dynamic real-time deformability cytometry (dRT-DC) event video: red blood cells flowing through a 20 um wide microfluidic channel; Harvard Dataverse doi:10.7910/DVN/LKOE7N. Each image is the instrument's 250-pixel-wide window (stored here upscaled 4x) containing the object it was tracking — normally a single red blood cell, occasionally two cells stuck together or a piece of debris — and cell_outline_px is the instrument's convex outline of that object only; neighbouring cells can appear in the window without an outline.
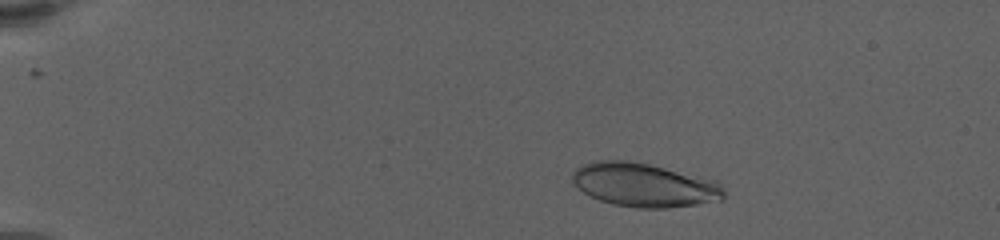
{"species": "human", "species_latin": "Homo sapiens", "temperature_condition": "warm", "stored_images_in_passage": 35, "camera_frame_rate_fps": 3000, "um_per_image_px": 0.085, "donor": {"sex": "female"}, "frame": {"image": 1, "passage_image": 2, "time_ms": 1.333, "image_size_px": [1000, 240], "cell_outline_px": [[724, 200], [668, 208], [636, 208], [612, 204], [600, 200], [584, 192], [572, 180], [572, 172], [576, 168], [584, 164], [596, 160], [628, 160], [648, 164], [716, 180], [724, 188]], "centroid_in_image_um": [54.78, 15.72], "position_along_channel_um": 30.2, "area_um2": 38.55}}
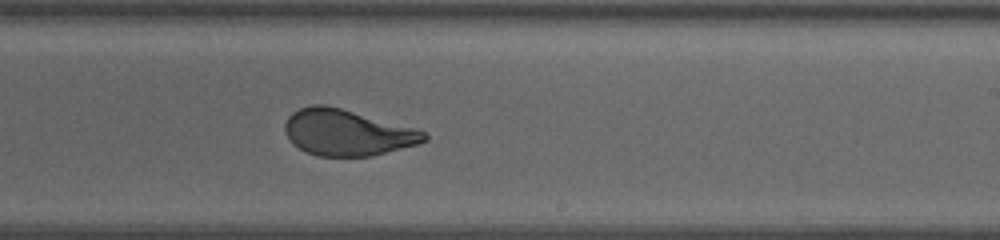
{"frame": {"image": 2, "passage_image": 20, "time_ms": 11.0, "image_size_px": [1000, 240], "cell_outline_px": [[428, 140], [416, 144], [372, 156], [316, 156], [292, 144], [284, 132], [284, 124], [288, 116], [292, 112], [300, 108], [312, 104], [324, 104], [340, 108], [412, 128], [424, 132], [428, 136]], "centroid_in_image_um": [29.43, 11.27], "position_along_channel_um": 259.6, "area_um2": 36.99}}
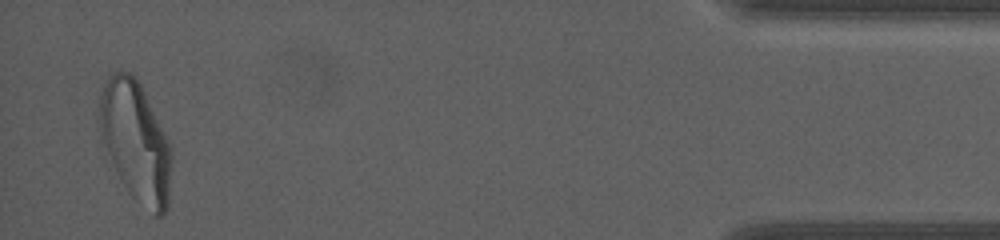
{"frame": {"image": 3, "passage_image": 35, "time_ms": 18.0, "image_size_px": [1000, 240], "cell_outline_px": [[172, 160], [168, 208], [164, 216], [156, 216], [132, 196], [128, 192], [108, 152], [100, 132], [100, 96], [104, 84], [108, 76], [112, 72], [132, 72], [136, 76], [172, 148]], "centroid_in_image_um": [11.57, 12.03], "position_along_channel_um": 423.6, "area_um2": 49.59}, "authors_computed_cell_mechanics": {"area_um2": 38.4948, "velocity_mm_per_s": 3.3145, "shape_relaxation_time_tau1_ms": 5.0987, "shape_relaxation_time_tau2_ms": null, "deformation_change_tau1": 0.2127, "deformation_change_tau2": null}}